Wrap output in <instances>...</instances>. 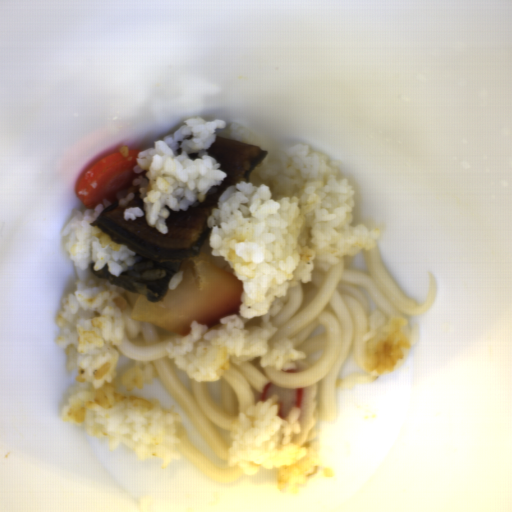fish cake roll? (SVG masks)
Segmentation results:
<instances>
[{
    "mask_svg": "<svg viewBox=\"0 0 512 512\" xmlns=\"http://www.w3.org/2000/svg\"><path fill=\"white\" fill-rule=\"evenodd\" d=\"M278 395L279 408L278 416L287 417L293 407L302 409L299 422L300 429L294 440L296 446H302L305 443L315 440L316 425V406L318 400V385L315 382L304 388H288L273 383H267L263 392L255 395V404L263 402L268 398Z\"/></svg>",
    "mask_w": 512,
    "mask_h": 512,
    "instance_id": "obj_1",
    "label": "fish cake roll"
},
{
    "mask_svg": "<svg viewBox=\"0 0 512 512\" xmlns=\"http://www.w3.org/2000/svg\"><path fill=\"white\" fill-rule=\"evenodd\" d=\"M310 365H308L307 363H305L304 361L300 360V362L298 363V365L295 367V368H289V369H280L281 371H284L286 373H299L301 371H304L306 370L307 368H309Z\"/></svg>",
    "mask_w": 512,
    "mask_h": 512,
    "instance_id": "obj_2",
    "label": "fish cake roll"
}]
</instances>
